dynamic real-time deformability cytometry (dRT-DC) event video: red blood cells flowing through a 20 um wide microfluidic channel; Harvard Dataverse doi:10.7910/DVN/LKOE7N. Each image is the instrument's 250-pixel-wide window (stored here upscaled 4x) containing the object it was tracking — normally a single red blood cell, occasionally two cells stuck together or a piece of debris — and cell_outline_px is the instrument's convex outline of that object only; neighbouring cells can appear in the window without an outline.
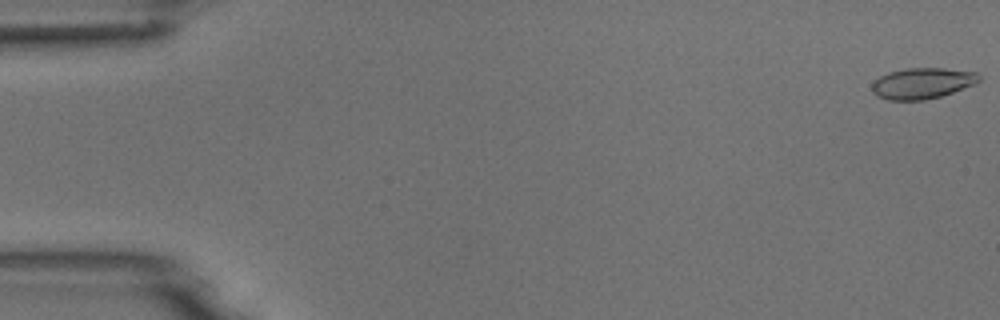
{"species": "common noctule bat (a hibernating species)", "species_latin": "Nyctalus noctula", "temperature_condition": "room temperature", "stored_images_in_passage": 5, "camera_frame_rate_fps": 3000, "um_per_image_px": 0.085, "animal": {"sex": "male", "body_mass_g": 18.8}, "frame": {"image": 1, "passage_image": 1, "time_ms": 0.0, "image_size_px": [1000, 320], "cell_outline_px": [[980, 80], [976, 84], [940, 96], [924, 100], [888, 100], [876, 96], [872, 92], [872, 84], [880, 76], [888, 72], [904, 68], [944, 68], [976, 72], [980, 76]], "centroid_in_image_um": [78.38, 7.07], "position_along_channel_um": 6.6, "area_um2": 19.36}}
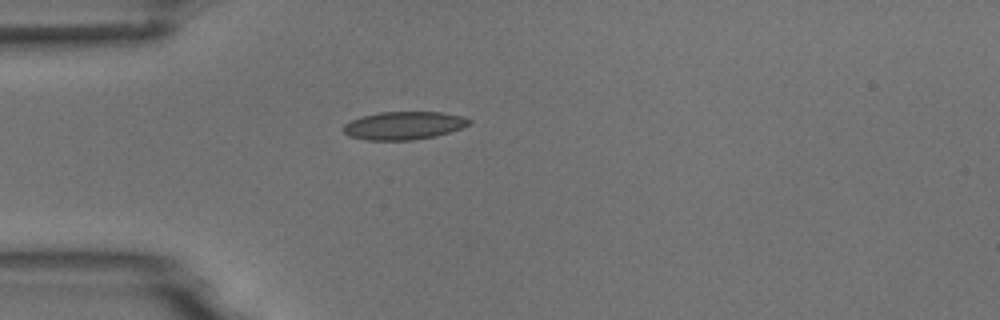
{"frame": {"image": 2, "passage_image": 4, "time_ms": 4.667, "image_size_px": [1000, 320], "cell_outline_px": [[472, 124], [436, 136], [412, 140], [364, 140], [348, 136], [344, 132], [344, 124], [360, 116], [380, 112], [440, 112], [464, 116], [472, 120]], "centroid_in_image_um": [34.33, 10.67], "position_along_channel_um": 50.7, "area_um2": 20.63}}